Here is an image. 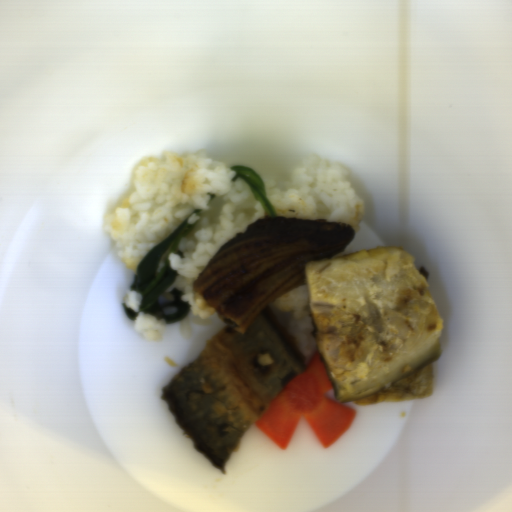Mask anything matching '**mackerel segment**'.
<instances>
[{"instance_id": "14911b7f", "label": "mackerel segment", "mask_w": 512, "mask_h": 512, "mask_svg": "<svg viewBox=\"0 0 512 512\" xmlns=\"http://www.w3.org/2000/svg\"><path fill=\"white\" fill-rule=\"evenodd\" d=\"M311 335L338 403L432 395L445 321L415 257L396 246L306 265Z\"/></svg>"}, {"instance_id": "c1d32c5f", "label": "mackerel segment", "mask_w": 512, "mask_h": 512, "mask_svg": "<svg viewBox=\"0 0 512 512\" xmlns=\"http://www.w3.org/2000/svg\"><path fill=\"white\" fill-rule=\"evenodd\" d=\"M306 370L295 343L265 310L245 333L227 326L217 332L164 383L160 399L193 450L224 471L244 432Z\"/></svg>"}]
</instances>
